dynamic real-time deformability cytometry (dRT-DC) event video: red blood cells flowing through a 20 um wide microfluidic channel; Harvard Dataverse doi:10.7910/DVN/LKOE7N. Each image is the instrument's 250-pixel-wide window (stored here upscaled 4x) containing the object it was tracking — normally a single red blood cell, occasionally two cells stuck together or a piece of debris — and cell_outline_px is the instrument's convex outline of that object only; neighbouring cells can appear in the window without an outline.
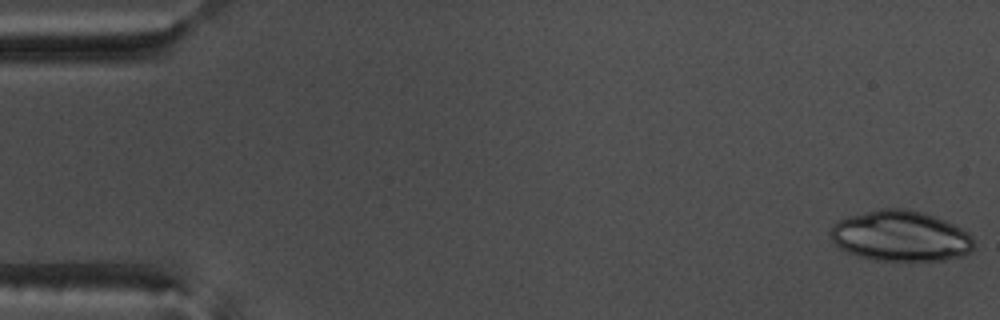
{"species": "common noctule bat (a hibernating species)", "species_latin": "Nyctalus noctula", "temperature_condition": "warm", "stored_images_in_passage": 17, "camera_frame_rate_fps": 3000, "um_per_image_px": 0.085, "animal": {"sex": "male", "body_mass_g": 17.5, "forearm_length_mm": 52.3}, "frame": {"image": 1, "passage_image": 1, "time_ms": 0.0, "image_size_px": [1000, 320], "cell_outline_px": [[972, 252], [964, 256], [944, 260], [872, 260], [848, 252], [840, 248], [832, 240], [828, 232], [836, 220], [848, 216], [880, 208], [904, 208], [924, 212], [944, 220], [968, 232], [972, 236]], "centroid_in_image_um": [76.53, 20.05], "position_along_channel_um": 8.5, "area_um2": 42.43}}